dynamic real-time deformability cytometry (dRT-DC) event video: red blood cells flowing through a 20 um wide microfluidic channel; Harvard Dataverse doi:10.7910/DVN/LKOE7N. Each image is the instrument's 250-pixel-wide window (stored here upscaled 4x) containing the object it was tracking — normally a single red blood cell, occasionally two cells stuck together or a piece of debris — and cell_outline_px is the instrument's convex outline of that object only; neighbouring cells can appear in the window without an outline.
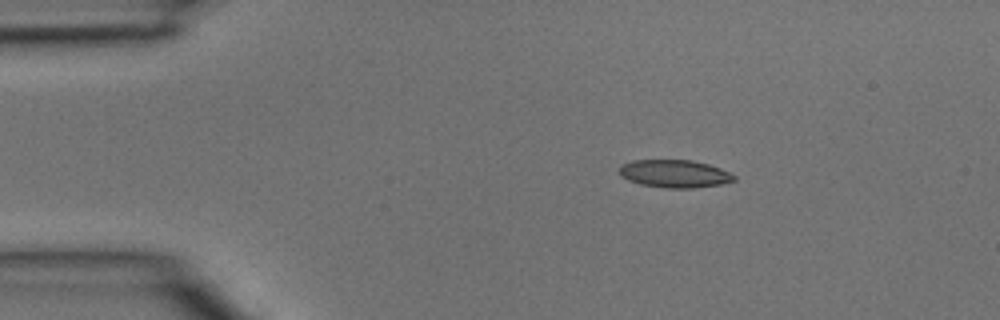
{"species": "common noctule bat (a hibernating species)", "species_latin": "Nyctalus noctula", "temperature_condition": "room temperature", "stored_images_in_passage": 2, "camera_frame_rate_fps": 3000, "um_per_image_px": 0.085, "animal": {"sex": "male", "body_mass_g": 15.6}, "frame": {"image": 1, "passage_image": 1, "time_ms": 0.0, "image_size_px": [1000, 320], "cell_outline_px": [[736, 180], [720, 184], [692, 188], [664, 188], [640, 184], [628, 180], [620, 176], [620, 164], [632, 160], [692, 160], [708, 164], [720, 168], [736, 176]], "centroid_in_image_um": [57.31, 14.76], "position_along_channel_um": 27.7, "area_um2": 18.61}}